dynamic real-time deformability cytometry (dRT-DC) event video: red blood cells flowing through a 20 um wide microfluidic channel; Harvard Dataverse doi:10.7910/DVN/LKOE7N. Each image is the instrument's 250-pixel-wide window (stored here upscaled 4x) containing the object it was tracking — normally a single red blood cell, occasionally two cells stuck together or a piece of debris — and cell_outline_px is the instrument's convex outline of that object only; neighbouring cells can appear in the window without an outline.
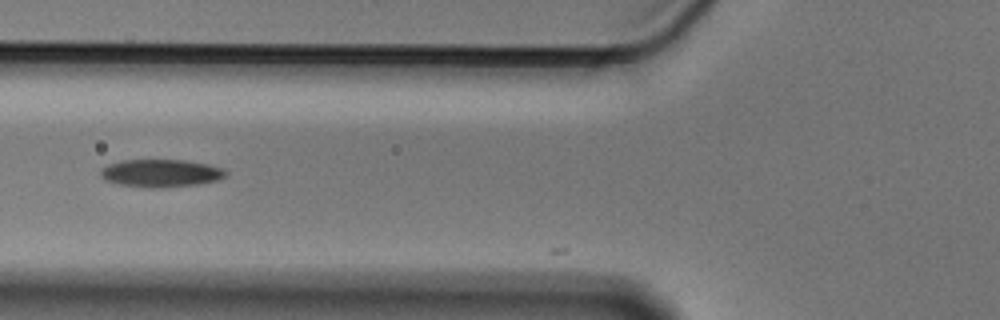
{"species": "Egyptian fruit bat (a non-hibernating species)", "species_latin": "Rousettus aegyptiacus", "temperature_condition": "cold", "stored_images_in_passage": 3, "camera_frame_rate_fps": 3000, "um_per_image_px": 0.085, "animal": {"sex": "male"}, "frame": {"image": 1, "passage_image": 2, "time_ms": 0.333, "image_size_px": [1000, 320], "cell_outline_px": [[228, 176], [220, 180], [196, 184], [164, 188], [152, 188], [120, 184], [104, 180], [100, 176], [100, 168], [108, 164], [120, 160], [184, 160], [208, 164], [224, 168], [228, 172]], "centroid_in_image_um": [13.7, 14.72], "position_along_channel_um": 112.1, "area_um2": 20.52}}